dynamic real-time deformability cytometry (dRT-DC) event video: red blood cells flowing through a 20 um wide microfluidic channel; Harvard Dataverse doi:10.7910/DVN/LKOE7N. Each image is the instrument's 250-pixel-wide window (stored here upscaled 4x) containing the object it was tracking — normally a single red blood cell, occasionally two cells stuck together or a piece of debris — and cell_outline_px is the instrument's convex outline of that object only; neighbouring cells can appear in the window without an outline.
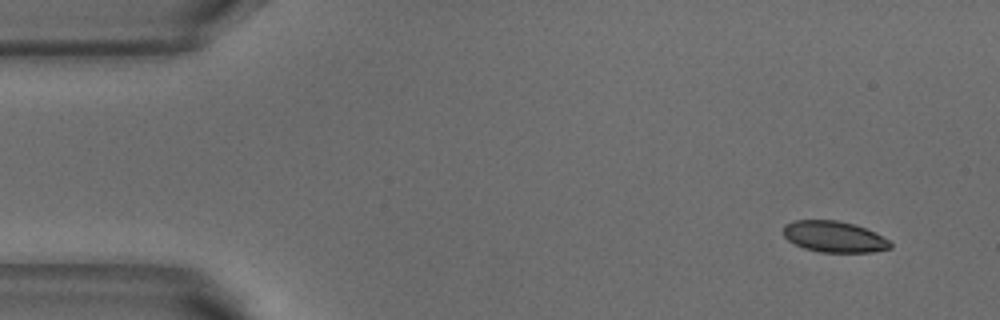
{"species": "common noctule bat (a hibernating species)", "species_latin": "Nyctalus noctula", "temperature_condition": "warm", "stored_images_in_passage": 4, "camera_frame_rate_fps": 3000, "um_per_image_px": 0.085, "animal": {"sex": "male", "body_mass_g": 18.8}, "frame": {"image": 1, "passage_image": 1, "time_ms": 0.0, "image_size_px": [1000, 320], "cell_outline_px": [[892, 248], [872, 252], [820, 252], [804, 248], [788, 240], [784, 236], [784, 224], [796, 220], [836, 220], [852, 224], [876, 232], [888, 240], [892, 244]], "centroid_in_image_um": [70.91, 20.12], "position_along_channel_um": 14.1, "area_um2": 19.31}}
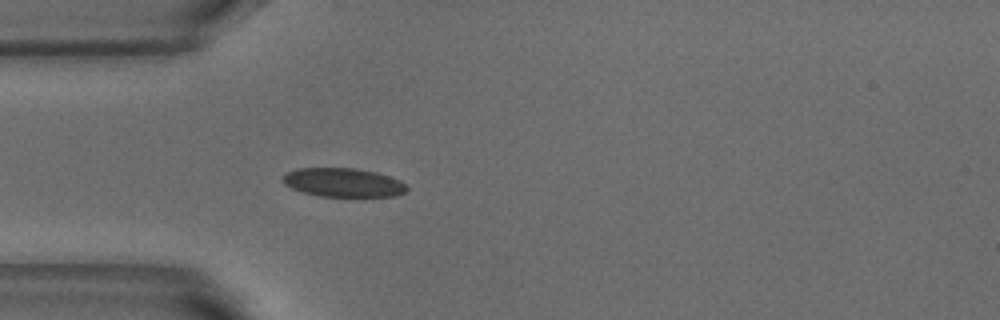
{"frame": {"image": 2, "passage_image": 4, "time_ms": 1.0, "image_size_px": [1000, 320], "cell_outline_px": [[408, 188], [404, 192], [396, 196], [320, 196], [304, 192], [292, 188], [284, 184], [280, 180], [288, 172], [296, 168], [356, 168], [376, 172], [400, 180], [408, 184]], "centroid_in_image_um": [29.19, 15.51], "position_along_channel_um": 55.8, "area_um2": 20.81}}